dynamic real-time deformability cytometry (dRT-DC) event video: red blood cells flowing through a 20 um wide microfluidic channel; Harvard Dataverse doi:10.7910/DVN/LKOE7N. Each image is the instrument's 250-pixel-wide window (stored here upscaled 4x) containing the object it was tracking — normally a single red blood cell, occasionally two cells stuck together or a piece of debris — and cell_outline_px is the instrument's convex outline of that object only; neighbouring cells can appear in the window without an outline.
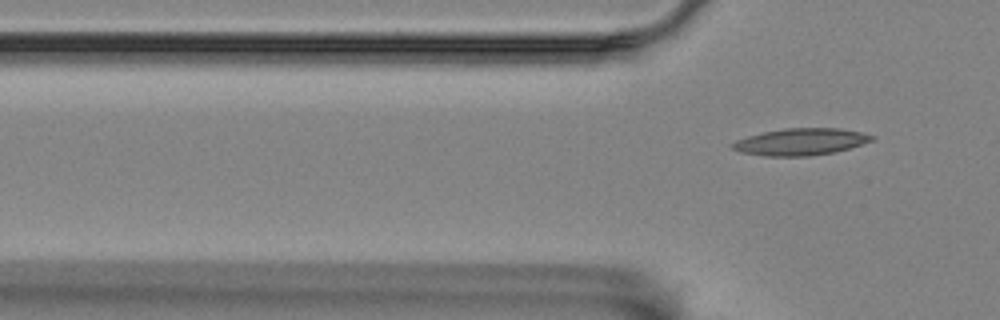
{"species": "Egyptian fruit bat (a non-hibernating species)", "species_latin": "Rousettus aegyptiacus", "temperature_condition": "room temperature", "stored_images_in_passage": 9, "segment_of_instrument_passage": [2, 2], "camera_frame_rate_fps": 3000, "um_per_image_px": 0.085, "animal": {"sex": "female"}, "frame": {"image": 1, "passage_image": 9, "time_ms": 2.667, "image_size_px": [1000, 320], "cell_outline_px": [[876, 136], [872, 140], [836, 152], [808, 156], [764, 156], [740, 152], [732, 148], [728, 144], [736, 140], [748, 136], [764, 132], [784, 128], [840, 128], [860, 132]], "centroid_in_image_um": [68.01, 12.05], "position_along_channel_um": 57.8, "area_um2": 21.79}}